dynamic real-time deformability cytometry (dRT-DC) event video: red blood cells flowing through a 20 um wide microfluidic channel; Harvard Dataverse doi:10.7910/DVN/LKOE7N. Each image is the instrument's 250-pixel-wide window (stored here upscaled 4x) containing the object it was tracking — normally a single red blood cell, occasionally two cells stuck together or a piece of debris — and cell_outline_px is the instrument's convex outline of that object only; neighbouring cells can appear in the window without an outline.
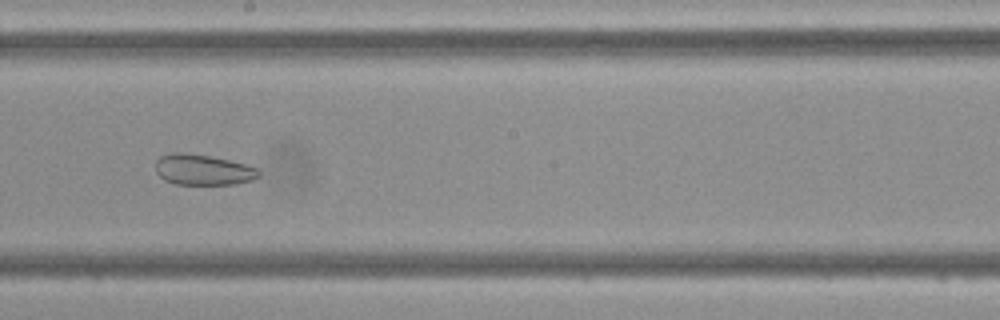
{"species": "Egyptian fruit bat (a non-hibernating species)", "species_latin": "Rousettus aegyptiacus", "temperature_condition": "cold", "stored_images_in_passage": 40, "camera_frame_rate_fps": 3000, "um_per_image_px": 0.085, "frame": {"image": 1, "passage_image": 18, "time_ms": 5.667, "image_size_px": [1000, 320], "cell_outline_px": [[260, 176], [252, 180], [236, 184], [176, 184], [164, 180], [156, 172], [156, 160], [160, 156], [172, 152], [180, 152], [208, 156], [228, 160], [244, 164], [256, 168], [260, 172]], "centroid_in_image_um": [17.23, 14.43], "position_along_channel_um": 231.0, "area_um2": 18.32}}
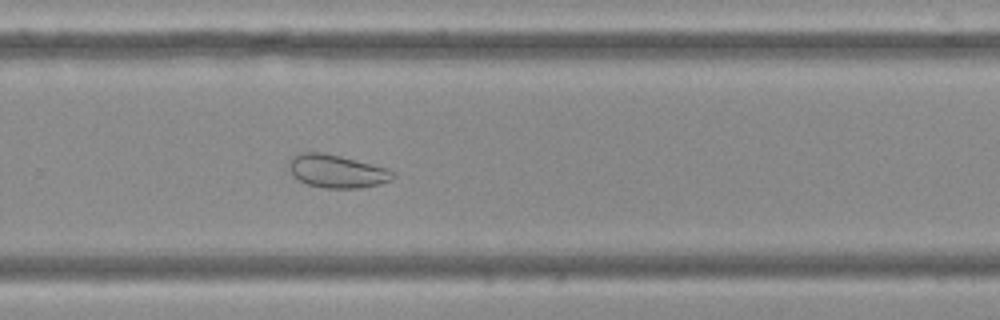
{"frame": {"image": 2, "passage_image": 23, "time_ms": 7.333, "image_size_px": [1000, 320], "cell_outline_px": [[396, 176], [392, 180], [380, 184], [360, 188], [324, 188], [308, 184], [292, 176], [288, 168], [288, 160], [292, 156], [300, 152], [324, 152], [388, 168], [396, 172]], "centroid_in_image_um": [28.63, 14.55], "position_along_channel_um": 301.2, "area_um2": 20.35}}
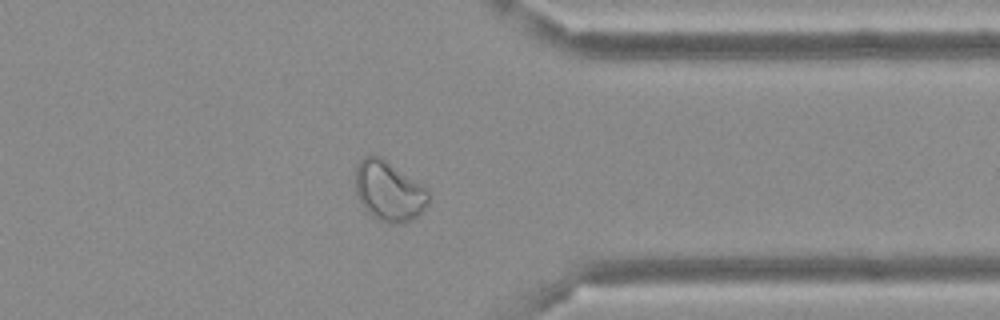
{"frame": {"image": 3, "passage_image": 29, "time_ms": 9.333, "image_size_px": [1000, 320], "cell_outline_px": [[428, 204], [412, 220], [400, 224], [380, 220], [372, 216], [364, 208], [356, 192], [356, 164], [364, 156], [372, 152], [380, 156], [424, 188], [428, 192]], "centroid_in_image_um": [33.0, 16.22], "position_along_channel_um": 378.4, "area_um2": 25.03}}